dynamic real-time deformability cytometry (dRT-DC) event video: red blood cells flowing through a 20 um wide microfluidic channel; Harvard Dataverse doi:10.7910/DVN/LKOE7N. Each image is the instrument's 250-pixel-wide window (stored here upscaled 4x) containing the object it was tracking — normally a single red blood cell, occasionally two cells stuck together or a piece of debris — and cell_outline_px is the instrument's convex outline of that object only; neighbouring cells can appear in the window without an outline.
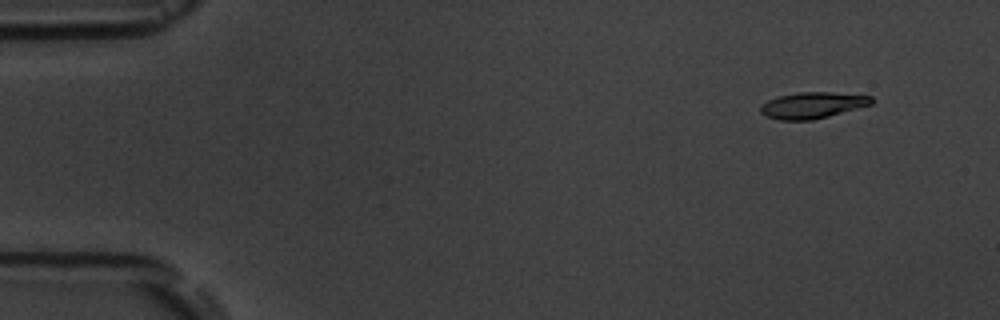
{"species": "common noctule bat (a hibernating species)", "species_latin": "Nyctalus noctula", "temperature_condition": "room temperature", "stored_images_in_passage": 3, "camera_frame_rate_fps": 3000, "um_per_image_px": 0.085, "animal": {"sex": "male", "body_mass_g": 19.5, "forearm_length_mm": 54.6}, "frame": {"image": 1, "passage_image": 2, "time_ms": 1.333, "image_size_px": [1000, 320], "cell_outline_px": [[872, 104], [828, 116], [812, 120], [776, 120], [760, 112], [760, 104], [768, 100], [780, 96], [800, 92], [828, 92], [872, 96]], "centroid_in_image_um": [69.03, 8.95], "position_along_channel_um": 16.0, "area_um2": 16.76}}